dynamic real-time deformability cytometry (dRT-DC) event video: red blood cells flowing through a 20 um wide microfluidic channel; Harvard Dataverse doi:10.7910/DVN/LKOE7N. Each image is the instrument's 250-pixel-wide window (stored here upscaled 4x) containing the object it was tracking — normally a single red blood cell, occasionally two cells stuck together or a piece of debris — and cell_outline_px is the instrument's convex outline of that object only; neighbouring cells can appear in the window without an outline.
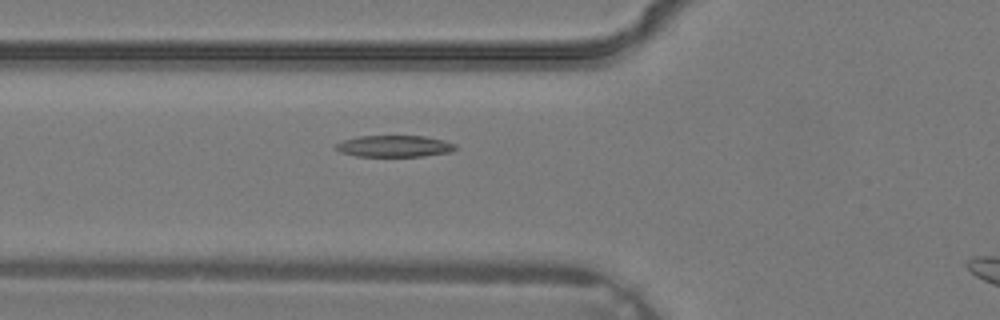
{"species": "common noctule bat (a hibernating species)", "species_latin": "Nyctalus noctula", "temperature_condition": "warm", "stored_images_in_passage": 4, "camera_frame_rate_fps": 3000, "um_per_image_px": 0.085, "animal": {"sex": "male", "body_mass_g": 19.2, "forearm_length_mm": 51.8}, "frame": {"image": 1, "passage_image": 4, "time_ms": 1.0, "image_size_px": [1000, 320], "cell_outline_px": [[456, 148], [448, 152], [424, 156], [356, 156], [340, 152], [336, 148], [336, 144], [344, 140], [360, 136], [424, 136], [444, 140], [456, 144]], "centroid_in_image_um": [33.53, 12.42], "position_along_channel_um": 92.3, "area_um2": 14.85}}